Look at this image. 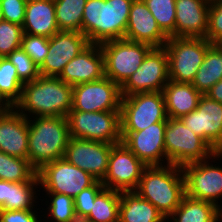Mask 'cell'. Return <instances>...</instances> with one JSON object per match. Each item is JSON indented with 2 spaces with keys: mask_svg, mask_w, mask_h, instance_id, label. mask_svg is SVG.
<instances>
[{
  "mask_svg": "<svg viewBox=\"0 0 222 222\" xmlns=\"http://www.w3.org/2000/svg\"><path fill=\"white\" fill-rule=\"evenodd\" d=\"M87 0H54L59 31L81 32Z\"/></svg>",
  "mask_w": 222,
  "mask_h": 222,
  "instance_id": "4dcf8cb0",
  "label": "cell"
},
{
  "mask_svg": "<svg viewBox=\"0 0 222 222\" xmlns=\"http://www.w3.org/2000/svg\"><path fill=\"white\" fill-rule=\"evenodd\" d=\"M34 210H0V222H40Z\"/></svg>",
  "mask_w": 222,
  "mask_h": 222,
  "instance_id": "60d3db41",
  "label": "cell"
},
{
  "mask_svg": "<svg viewBox=\"0 0 222 222\" xmlns=\"http://www.w3.org/2000/svg\"><path fill=\"white\" fill-rule=\"evenodd\" d=\"M120 86L107 77L73 86L72 110L120 111Z\"/></svg>",
  "mask_w": 222,
  "mask_h": 222,
  "instance_id": "4fadbf2b",
  "label": "cell"
},
{
  "mask_svg": "<svg viewBox=\"0 0 222 222\" xmlns=\"http://www.w3.org/2000/svg\"><path fill=\"white\" fill-rule=\"evenodd\" d=\"M0 4L5 21L23 25L27 0H0Z\"/></svg>",
  "mask_w": 222,
  "mask_h": 222,
  "instance_id": "ab89813d",
  "label": "cell"
},
{
  "mask_svg": "<svg viewBox=\"0 0 222 222\" xmlns=\"http://www.w3.org/2000/svg\"><path fill=\"white\" fill-rule=\"evenodd\" d=\"M3 12H2V9H1V4H0V21H3Z\"/></svg>",
  "mask_w": 222,
  "mask_h": 222,
  "instance_id": "7bdbcfd3",
  "label": "cell"
},
{
  "mask_svg": "<svg viewBox=\"0 0 222 222\" xmlns=\"http://www.w3.org/2000/svg\"><path fill=\"white\" fill-rule=\"evenodd\" d=\"M135 191L151 202L167 219L185 195L182 167L173 164L147 166Z\"/></svg>",
  "mask_w": 222,
  "mask_h": 222,
  "instance_id": "3957f363",
  "label": "cell"
},
{
  "mask_svg": "<svg viewBox=\"0 0 222 222\" xmlns=\"http://www.w3.org/2000/svg\"><path fill=\"white\" fill-rule=\"evenodd\" d=\"M37 175L41 184L39 187L45 192L65 194L72 198L97 181L64 157L45 164L37 171Z\"/></svg>",
  "mask_w": 222,
  "mask_h": 222,
  "instance_id": "30bf717a",
  "label": "cell"
},
{
  "mask_svg": "<svg viewBox=\"0 0 222 222\" xmlns=\"http://www.w3.org/2000/svg\"><path fill=\"white\" fill-rule=\"evenodd\" d=\"M23 85L15 66L7 57H0V102L14 107L22 97Z\"/></svg>",
  "mask_w": 222,
  "mask_h": 222,
  "instance_id": "f1b7e54d",
  "label": "cell"
},
{
  "mask_svg": "<svg viewBox=\"0 0 222 222\" xmlns=\"http://www.w3.org/2000/svg\"><path fill=\"white\" fill-rule=\"evenodd\" d=\"M76 222H86V221H84V220H78V221H76Z\"/></svg>",
  "mask_w": 222,
  "mask_h": 222,
  "instance_id": "f6af8a7d",
  "label": "cell"
},
{
  "mask_svg": "<svg viewBox=\"0 0 222 222\" xmlns=\"http://www.w3.org/2000/svg\"><path fill=\"white\" fill-rule=\"evenodd\" d=\"M164 144L167 164L180 167L203 161L215 153L201 137L188 129L180 118L168 117Z\"/></svg>",
  "mask_w": 222,
  "mask_h": 222,
  "instance_id": "5b68a950",
  "label": "cell"
},
{
  "mask_svg": "<svg viewBox=\"0 0 222 222\" xmlns=\"http://www.w3.org/2000/svg\"><path fill=\"white\" fill-rule=\"evenodd\" d=\"M220 80H222V45L212 43L206 51L192 85L202 95H206L210 88Z\"/></svg>",
  "mask_w": 222,
  "mask_h": 222,
  "instance_id": "83f0119b",
  "label": "cell"
},
{
  "mask_svg": "<svg viewBox=\"0 0 222 222\" xmlns=\"http://www.w3.org/2000/svg\"><path fill=\"white\" fill-rule=\"evenodd\" d=\"M215 152L222 151V104L202 95L195 110L180 118Z\"/></svg>",
  "mask_w": 222,
  "mask_h": 222,
  "instance_id": "9a60e30c",
  "label": "cell"
},
{
  "mask_svg": "<svg viewBox=\"0 0 222 222\" xmlns=\"http://www.w3.org/2000/svg\"><path fill=\"white\" fill-rule=\"evenodd\" d=\"M101 181H96L92 186L82 190L74 199L75 213L78 220H84L91 212L96 196L104 189Z\"/></svg>",
  "mask_w": 222,
  "mask_h": 222,
  "instance_id": "74e56055",
  "label": "cell"
},
{
  "mask_svg": "<svg viewBox=\"0 0 222 222\" xmlns=\"http://www.w3.org/2000/svg\"><path fill=\"white\" fill-rule=\"evenodd\" d=\"M113 145L70 137L64 158L89 173L97 181H102L108 170V159Z\"/></svg>",
  "mask_w": 222,
  "mask_h": 222,
  "instance_id": "2e32d148",
  "label": "cell"
},
{
  "mask_svg": "<svg viewBox=\"0 0 222 222\" xmlns=\"http://www.w3.org/2000/svg\"><path fill=\"white\" fill-rule=\"evenodd\" d=\"M69 135L108 144L122 142L121 111L84 112L71 110L67 115Z\"/></svg>",
  "mask_w": 222,
  "mask_h": 222,
  "instance_id": "52a82bcc",
  "label": "cell"
},
{
  "mask_svg": "<svg viewBox=\"0 0 222 222\" xmlns=\"http://www.w3.org/2000/svg\"><path fill=\"white\" fill-rule=\"evenodd\" d=\"M49 38L24 33L21 48L40 66L48 54Z\"/></svg>",
  "mask_w": 222,
  "mask_h": 222,
  "instance_id": "8d00e7d4",
  "label": "cell"
},
{
  "mask_svg": "<svg viewBox=\"0 0 222 222\" xmlns=\"http://www.w3.org/2000/svg\"><path fill=\"white\" fill-rule=\"evenodd\" d=\"M90 45L81 32L59 31L49 38L48 54L39 66L41 76L59 77L65 65Z\"/></svg>",
  "mask_w": 222,
  "mask_h": 222,
  "instance_id": "e0dca14e",
  "label": "cell"
},
{
  "mask_svg": "<svg viewBox=\"0 0 222 222\" xmlns=\"http://www.w3.org/2000/svg\"><path fill=\"white\" fill-rule=\"evenodd\" d=\"M23 27L9 21H0V57H7L21 48Z\"/></svg>",
  "mask_w": 222,
  "mask_h": 222,
  "instance_id": "e575fe53",
  "label": "cell"
},
{
  "mask_svg": "<svg viewBox=\"0 0 222 222\" xmlns=\"http://www.w3.org/2000/svg\"><path fill=\"white\" fill-rule=\"evenodd\" d=\"M169 217L167 221L171 219L172 222H218L222 220V206L185 194L180 205Z\"/></svg>",
  "mask_w": 222,
  "mask_h": 222,
  "instance_id": "4316f807",
  "label": "cell"
},
{
  "mask_svg": "<svg viewBox=\"0 0 222 222\" xmlns=\"http://www.w3.org/2000/svg\"><path fill=\"white\" fill-rule=\"evenodd\" d=\"M134 0H87L82 17V33L90 44H102L125 36Z\"/></svg>",
  "mask_w": 222,
  "mask_h": 222,
  "instance_id": "277c9868",
  "label": "cell"
},
{
  "mask_svg": "<svg viewBox=\"0 0 222 222\" xmlns=\"http://www.w3.org/2000/svg\"><path fill=\"white\" fill-rule=\"evenodd\" d=\"M5 108V106L0 102V112Z\"/></svg>",
  "mask_w": 222,
  "mask_h": 222,
  "instance_id": "ee69618b",
  "label": "cell"
},
{
  "mask_svg": "<svg viewBox=\"0 0 222 222\" xmlns=\"http://www.w3.org/2000/svg\"><path fill=\"white\" fill-rule=\"evenodd\" d=\"M37 175L28 159L10 156L0 151V180L22 183L29 182Z\"/></svg>",
  "mask_w": 222,
  "mask_h": 222,
  "instance_id": "1f68e13d",
  "label": "cell"
},
{
  "mask_svg": "<svg viewBox=\"0 0 222 222\" xmlns=\"http://www.w3.org/2000/svg\"><path fill=\"white\" fill-rule=\"evenodd\" d=\"M205 38L210 43L222 42V0H210Z\"/></svg>",
  "mask_w": 222,
  "mask_h": 222,
  "instance_id": "f35d334b",
  "label": "cell"
},
{
  "mask_svg": "<svg viewBox=\"0 0 222 222\" xmlns=\"http://www.w3.org/2000/svg\"><path fill=\"white\" fill-rule=\"evenodd\" d=\"M206 95L210 99L222 104V80L218 81L214 86H212Z\"/></svg>",
  "mask_w": 222,
  "mask_h": 222,
  "instance_id": "b9f144b4",
  "label": "cell"
},
{
  "mask_svg": "<svg viewBox=\"0 0 222 222\" xmlns=\"http://www.w3.org/2000/svg\"><path fill=\"white\" fill-rule=\"evenodd\" d=\"M121 132H139L157 122H167L162 91L139 92L121 98Z\"/></svg>",
  "mask_w": 222,
  "mask_h": 222,
  "instance_id": "ba28073f",
  "label": "cell"
},
{
  "mask_svg": "<svg viewBox=\"0 0 222 222\" xmlns=\"http://www.w3.org/2000/svg\"><path fill=\"white\" fill-rule=\"evenodd\" d=\"M28 117V161L36 170L45 164L64 157L68 145L67 117ZM33 120V121H32Z\"/></svg>",
  "mask_w": 222,
  "mask_h": 222,
  "instance_id": "7a4b0ae2",
  "label": "cell"
},
{
  "mask_svg": "<svg viewBox=\"0 0 222 222\" xmlns=\"http://www.w3.org/2000/svg\"><path fill=\"white\" fill-rule=\"evenodd\" d=\"M169 118H181L195 110L202 94L192 83L169 80L162 90Z\"/></svg>",
  "mask_w": 222,
  "mask_h": 222,
  "instance_id": "cb8c5ba5",
  "label": "cell"
},
{
  "mask_svg": "<svg viewBox=\"0 0 222 222\" xmlns=\"http://www.w3.org/2000/svg\"><path fill=\"white\" fill-rule=\"evenodd\" d=\"M119 222H166L167 219L135 190L120 191Z\"/></svg>",
  "mask_w": 222,
  "mask_h": 222,
  "instance_id": "484cf974",
  "label": "cell"
},
{
  "mask_svg": "<svg viewBox=\"0 0 222 222\" xmlns=\"http://www.w3.org/2000/svg\"><path fill=\"white\" fill-rule=\"evenodd\" d=\"M23 33L50 38L59 32L54 0H27Z\"/></svg>",
  "mask_w": 222,
  "mask_h": 222,
  "instance_id": "603a6c76",
  "label": "cell"
},
{
  "mask_svg": "<svg viewBox=\"0 0 222 222\" xmlns=\"http://www.w3.org/2000/svg\"><path fill=\"white\" fill-rule=\"evenodd\" d=\"M146 167L123 142L114 144L108 159L107 173L101 182L105 188L112 190H135Z\"/></svg>",
  "mask_w": 222,
  "mask_h": 222,
  "instance_id": "5bb4252c",
  "label": "cell"
},
{
  "mask_svg": "<svg viewBox=\"0 0 222 222\" xmlns=\"http://www.w3.org/2000/svg\"><path fill=\"white\" fill-rule=\"evenodd\" d=\"M120 191L104 188L95 198L86 222H119Z\"/></svg>",
  "mask_w": 222,
  "mask_h": 222,
  "instance_id": "f546056e",
  "label": "cell"
},
{
  "mask_svg": "<svg viewBox=\"0 0 222 222\" xmlns=\"http://www.w3.org/2000/svg\"><path fill=\"white\" fill-rule=\"evenodd\" d=\"M169 81L168 55L164 47L153 48L140 67L120 86L121 96L160 92Z\"/></svg>",
  "mask_w": 222,
  "mask_h": 222,
  "instance_id": "7c38bea8",
  "label": "cell"
},
{
  "mask_svg": "<svg viewBox=\"0 0 222 222\" xmlns=\"http://www.w3.org/2000/svg\"><path fill=\"white\" fill-rule=\"evenodd\" d=\"M39 184L38 175L22 183L0 180V210H33Z\"/></svg>",
  "mask_w": 222,
  "mask_h": 222,
  "instance_id": "d4e9b609",
  "label": "cell"
},
{
  "mask_svg": "<svg viewBox=\"0 0 222 222\" xmlns=\"http://www.w3.org/2000/svg\"><path fill=\"white\" fill-rule=\"evenodd\" d=\"M72 98L73 86L59 77L40 75L36 80L24 83L22 97L14 107L26 118L30 115L67 117L72 110Z\"/></svg>",
  "mask_w": 222,
  "mask_h": 222,
  "instance_id": "6da1fadb",
  "label": "cell"
},
{
  "mask_svg": "<svg viewBox=\"0 0 222 222\" xmlns=\"http://www.w3.org/2000/svg\"><path fill=\"white\" fill-rule=\"evenodd\" d=\"M211 44L206 38L169 37L164 46L169 80L192 83Z\"/></svg>",
  "mask_w": 222,
  "mask_h": 222,
  "instance_id": "8992f818",
  "label": "cell"
},
{
  "mask_svg": "<svg viewBox=\"0 0 222 222\" xmlns=\"http://www.w3.org/2000/svg\"><path fill=\"white\" fill-rule=\"evenodd\" d=\"M210 0H176L175 37L205 38Z\"/></svg>",
  "mask_w": 222,
  "mask_h": 222,
  "instance_id": "7402d4cb",
  "label": "cell"
},
{
  "mask_svg": "<svg viewBox=\"0 0 222 222\" xmlns=\"http://www.w3.org/2000/svg\"><path fill=\"white\" fill-rule=\"evenodd\" d=\"M161 31L169 38L175 37L176 0H143Z\"/></svg>",
  "mask_w": 222,
  "mask_h": 222,
  "instance_id": "d6a6232c",
  "label": "cell"
},
{
  "mask_svg": "<svg viewBox=\"0 0 222 222\" xmlns=\"http://www.w3.org/2000/svg\"><path fill=\"white\" fill-rule=\"evenodd\" d=\"M222 158V151L210 158L182 166L185 179V194L191 198L208 201L220 207L217 200L222 197V167L208 162L211 158Z\"/></svg>",
  "mask_w": 222,
  "mask_h": 222,
  "instance_id": "8fae6325",
  "label": "cell"
},
{
  "mask_svg": "<svg viewBox=\"0 0 222 222\" xmlns=\"http://www.w3.org/2000/svg\"><path fill=\"white\" fill-rule=\"evenodd\" d=\"M166 125L167 122H157L139 132H121L122 142L146 166H162L166 159Z\"/></svg>",
  "mask_w": 222,
  "mask_h": 222,
  "instance_id": "ac0fdd59",
  "label": "cell"
},
{
  "mask_svg": "<svg viewBox=\"0 0 222 222\" xmlns=\"http://www.w3.org/2000/svg\"><path fill=\"white\" fill-rule=\"evenodd\" d=\"M104 57L99 44H90L85 50L68 62L59 78L71 86L102 79Z\"/></svg>",
  "mask_w": 222,
  "mask_h": 222,
  "instance_id": "44dd1931",
  "label": "cell"
},
{
  "mask_svg": "<svg viewBox=\"0 0 222 222\" xmlns=\"http://www.w3.org/2000/svg\"><path fill=\"white\" fill-rule=\"evenodd\" d=\"M104 57L105 77L121 86L140 67L152 46L127 39L100 44Z\"/></svg>",
  "mask_w": 222,
  "mask_h": 222,
  "instance_id": "9c48e42d",
  "label": "cell"
},
{
  "mask_svg": "<svg viewBox=\"0 0 222 222\" xmlns=\"http://www.w3.org/2000/svg\"><path fill=\"white\" fill-rule=\"evenodd\" d=\"M7 58L15 66L23 83L34 81L40 76L39 66L22 48L12 51Z\"/></svg>",
  "mask_w": 222,
  "mask_h": 222,
  "instance_id": "d590c367",
  "label": "cell"
},
{
  "mask_svg": "<svg viewBox=\"0 0 222 222\" xmlns=\"http://www.w3.org/2000/svg\"><path fill=\"white\" fill-rule=\"evenodd\" d=\"M50 199L47 208L52 222H76L78 218L75 213L74 199L70 196L54 192H46Z\"/></svg>",
  "mask_w": 222,
  "mask_h": 222,
  "instance_id": "836d02e7",
  "label": "cell"
},
{
  "mask_svg": "<svg viewBox=\"0 0 222 222\" xmlns=\"http://www.w3.org/2000/svg\"><path fill=\"white\" fill-rule=\"evenodd\" d=\"M124 39L145 43L153 48L164 47L168 41L143 0H134L131 5Z\"/></svg>",
  "mask_w": 222,
  "mask_h": 222,
  "instance_id": "ffe728a7",
  "label": "cell"
},
{
  "mask_svg": "<svg viewBox=\"0 0 222 222\" xmlns=\"http://www.w3.org/2000/svg\"><path fill=\"white\" fill-rule=\"evenodd\" d=\"M28 118L15 107L0 112V151L18 158H28Z\"/></svg>",
  "mask_w": 222,
  "mask_h": 222,
  "instance_id": "d6986e66",
  "label": "cell"
}]
</instances>
